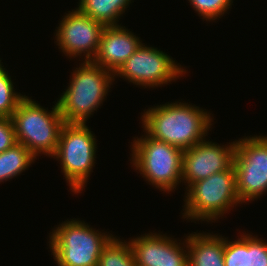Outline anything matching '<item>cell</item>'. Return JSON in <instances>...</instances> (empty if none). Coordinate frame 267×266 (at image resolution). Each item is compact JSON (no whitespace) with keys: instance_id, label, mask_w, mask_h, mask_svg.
Masks as SVG:
<instances>
[{"instance_id":"1","label":"cell","mask_w":267,"mask_h":266,"mask_svg":"<svg viewBox=\"0 0 267 266\" xmlns=\"http://www.w3.org/2000/svg\"><path fill=\"white\" fill-rule=\"evenodd\" d=\"M142 117L144 130L149 136L183 151L204 140L212 125L207 111L181 102L150 108Z\"/></svg>"},{"instance_id":"2","label":"cell","mask_w":267,"mask_h":266,"mask_svg":"<svg viewBox=\"0 0 267 266\" xmlns=\"http://www.w3.org/2000/svg\"><path fill=\"white\" fill-rule=\"evenodd\" d=\"M72 74L70 86L57 101L59 111L65 123H86L101 105L115 76L93 61H84Z\"/></svg>"},{"instance_id":"3","label":"cell","mask_w":267,"mask_h":266,"mask_svg":"<svg viewBox=\"0 0 267 266\" xmlns=\"http://www.w3.org/2000/svg\"><path fill=\"white\" fill-rule=\"evenodd\" d=\"M11 119L16 141L23 144L35 157L41 152L49 156L55 154L60 132L65 124L57 102L52 111L48 112L25 96Z\"/></svg>"},{"instance_id":"4","label":"cell","mask_w":267,"mask_h":266,"mask_svg":"<svg viewBox=\"0 0 267 266\" xmlns=\"http://www.w3.org/2000/svg\"><path fill=\"white\" fill-rule=\"evenodd\" d=\"M132 146L133 166L148 182L168 192L181 183L183 150L148 134L135 139Z\"/></svg>"},{"instance_id":"5","label":"cell","mask_w":267,"mask_h":266,"mask_svg":"<svg viewBox=\"0 0 267 266\" xmlns=\"http://www.w3.org/2000/svg\"><path fill=\"white\" fill-rule=\"evenodd\" d=\"M112 237L72 219L53 230L49 245L58 266H98L101 250Z\"/></svg>"},{"instance_id":"6","label":"cell","mask_w":267,"mask_h":266,"mask_svg":"<svg viewBox=\"0 0 267 266\" xmlns=\"http://www.w3.org/2000/svg\"><path fill=\"white\" fill-rule=\"evenodd\" d=\"M187 191L183 213L187 219L216 221L230 207L241 202L233 165L228 170L193 183Z\"/></svg>"},{"instance_id":"7","label":"cell","mask_w":267,"mask_h":266,"mask_svg":"<svg viewBox=\"0 0 267 266\" xmlns=\"http://www.w3.org/2000/svg\"><path fill=\"white\" fill-rule=\"evenodd\" d=\"M86 123H65L62 126L57 151L65 179L74 193L83 190L94 166L96 141Z\"/></svg>"},{"instance_id":"8","label":"cell","mask_w":267,"mask_h":266,"mask_svg":"<svg viewBox=\"0 0 267 266\" xmlns=\"http://www.w3.org/2000/svg\"><path fill=\"white\" fill-rule=\"evenodd\" d=\"M233 167L241 203L260 197L267 190V137L236 141Z\"/></svg>"},{"instance_id":"9","label":"cell","mask_w":267,"mask_h":266,"mask_svg":"<svg viewBox=\"0 0 267 266\" xmlns=\"http://www.w3.org/2000/svg\"><path fill=\"white\" fill-rule=\"evenodd\" d=\"M178 65L163 51L141 43L114 76H122L136 85L158 87L185 74L186 70Z\"/></svg>"},{"instance_id":"10","label":"cell","mask_w":267,"mask_h":266,"mask_svg":"<svg viewBox=\"0 0 267 266\" xmlns=\"http://www.w3.org/2000/svg\"><path fill=\"white\" fill-rule=\"evenodd\" d=\"M105 26L78 8L69 12L62 19L58 31L56 30L57 45L69 57L85 53V61H93L97 55L100 38Z\"/></svg>"},{"instance_id":"11","label":"cell","mask_w":267,"mask_h":266,"mask_svg":"<svg viewBox=\"0 0 267 266\" xmlns=\"http://www.w3.org/2000/svg\"><path fill=\"white\" fill-rule=\"evenodd\" d=\"M236 142L221 147L204 140L183 151L182 180L193 183L214 173L228 170L234 161Z\"/></svg>"},{"instance_id":"12","label":"cell","mask_w":267,"mask_h":266,"mask_svg":"<svg viewBox=\"0 0 267 266\" xmlns=\"http://www.w3.org/2000/svg\"><path fill=\"white\" fill-rule=\"evenodd\" d=\"M144 235L129 242L136 266H188V252L180 242L160 233Z\"/></svg>"},{"instance_id":"13","label":"cell","mask_w":267,"mask_h":266,"mask_svg":"<svg viewBox=\"0 0 267 266\" xmlns=\"http://www.w3.org/2000/svg\"><path fill=\"white\" fill-rule=\"evenodd\" d=\"M140 39L121 25L105 26L93 62L115 73L141 45Z\"/></svg>"},{"instance_id":"14","label":"cell","mask_w":267,"mask_h":266,"mask_svg":"<svg viewBox=\"0 0 267 266\" xmlns=\"http://www.w3.org/2000/svg\"><path fill=\"white\" fill-rule=\"evenodd\" d=\"M187 237L185 244L188 250V266H225L224 238L205 233L190 234Z\"/></svg>"},{"instance_id":"15","label":"cell","mask_w":267,"mask_h":266,"mask_svg":"<svg viewBox=\"0 0 267 266\" xmlns=\"http://www.w3.org/2000/svg\"><path fill=\"white\" fill-rule=\"evenodd\" d=\"M78 9L104 26H117V19L131 0H79Z\"/></svg>"},{"instance_id":"16","label":"cell","mask_w":267,"mask_h":266,"mask_svg":"<svg viewBox=\"0 0 267 266\" xmlns=\"http://www.w3.org/2000/svg\"><path fill=\"white\" fill-rule=\"evenodd\" d=\"M35 156L21 143L0 153V182L20 175L35 160Z\"/></svg>"},{"instance_id":"17","label":"cell","mask_w":267,"mask_h":266,"mask_svg":"<svg viewBox=\"0 0 267 266\" xmlns=\"http://www.w3.org/2000/svg\"><path fill=\"white\" fill-rule=\"evenodd\" d=\"M127 243L112 237L101 250L98 266H136L131 246Z\"/></svg>"},{"instance_id":"18","label":"cell","mask_w":267,"mask_h":266,"mask_svg":"<svg viewBox=\"0 0 267 266\" xmlns=\"http://www.w3.org/2000/svg\"><path fill=\"white\" fill-rule=\"evenodd\" d=\"M11 77L5 68L0 70V117L11 118L25 95L14 92Z\"/></svg>"},{"instance_id":"19","label":"cell","mask_w":267,"mask_h":266,"mask_svg":"<svg viewBox=\"0 0 267 266\" xmlns=\"http://www.w3.org/2000/svg\"><path fill=\"white\" fill-rule=\"evenodd\" d=\"M202 19L216 20L229 9L232 0H189Z\"/></svg>"},{"instance_id":"20","label":"cell","mask_w":267,"mask_h":266,"mask_svg":"<svg viewBox=\"0 0 267 266\" xmlns=\"http://www.w3.org/2000/svg\"><path fill=\"white\" fill-rule=\"evenodd\" d=\"M246 266H267V243L246 235Z\"/></svg>"},{"instance_id":"21","label":"cell","mask_w":267,"mask_h":266,"mask_svg":"<svg viewBox=\"0 0 267 266\" xmlns=\"http://www.w3.org/2000/svg\"><path fill=\"white\" fill-rule=\"evenodd\" d=\"M225 266H246V235L236 241L225 240Z\"/></svg>"},{"instance_id":"22","label":"cell","mask_w":267,"mask_h":266,"mask_svg":"<svg viewBox=\"0 0 267 266\" xmlns=\"http://www.w3.org/2000/svg\"><path fill=\"white\" fill-rule=\"evenodd\" d=\"M15 143L17 141L12 119L0 117V153L9 149Z\"/></svg>"},{"instance_id":"23","label":"cell","mask_w":267,"mask_h":266,"mask_svg":"<svg viewBox=\"0 0 267 266\" xmlns=\"http://www.w3.org/2000/svg\"><path fill=\"white\" fill-rule=\"evenodd\" d=\"M3 67H4V66H2V65H1V60H0V70H2V69H3Z\"/></svg>"}]
</instances>
